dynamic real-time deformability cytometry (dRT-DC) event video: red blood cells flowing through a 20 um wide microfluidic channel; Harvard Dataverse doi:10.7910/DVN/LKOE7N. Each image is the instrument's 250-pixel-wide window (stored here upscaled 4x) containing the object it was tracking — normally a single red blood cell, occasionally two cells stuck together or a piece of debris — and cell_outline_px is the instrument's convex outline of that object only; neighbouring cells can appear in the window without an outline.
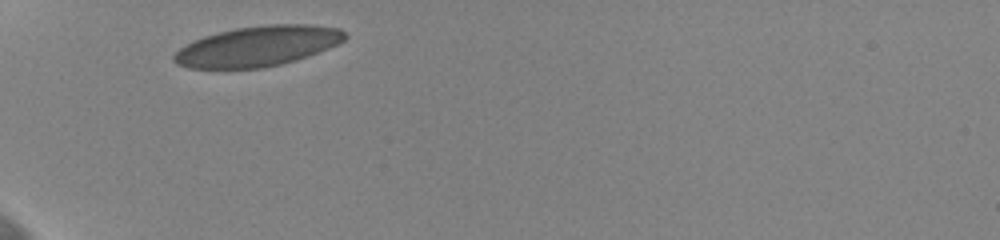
{"species": "human", "species_latin": "Homo sapiens", "temperature_condition": "cold", "stored_images_in_passage": 19, "camera_frame_rate_fps": 3000, "um_per_image_px": 0.085, "donor": {"sex": "female"}, "frame": {"image": 1, "passage_image": 1, "time_ms": 0.0, "image_size_px": [1000, 240], "cell_outline_px": [[348, 36], [344, 40], [328, 48], [308, 56], [296, 60], [264, 68], [188, 68], [176, 64], [172, 60], [172, 56], [180, 48], [204, 36], [236, 28], [268, 24], [312, 24], [340, 28]], "centroid_in_image_um": [21.92, 3.92], "position_along_channel_um": 63.1, "area_um2": 39.94}}
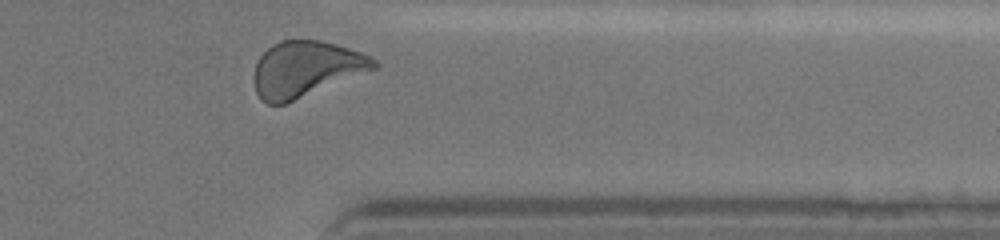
{"frame": {"image": 2, "passage_image": 19, "time_ms": 6.0, "image_size_px": [1000, 240], "cell_outline_px": [[380, 64], [376, 68], [284, 104], [268, 104], [256, 92], [252, 80], [252, 76], [256, 64], [260, 56], [272, 44], [280, 40], [320, 40], [336, 44], [364, 52], [376, 60]], "centroid_in_image_um": [25.99, 5.84], "position_along_channel_um": 385.4, "area_um2": 38.78}}